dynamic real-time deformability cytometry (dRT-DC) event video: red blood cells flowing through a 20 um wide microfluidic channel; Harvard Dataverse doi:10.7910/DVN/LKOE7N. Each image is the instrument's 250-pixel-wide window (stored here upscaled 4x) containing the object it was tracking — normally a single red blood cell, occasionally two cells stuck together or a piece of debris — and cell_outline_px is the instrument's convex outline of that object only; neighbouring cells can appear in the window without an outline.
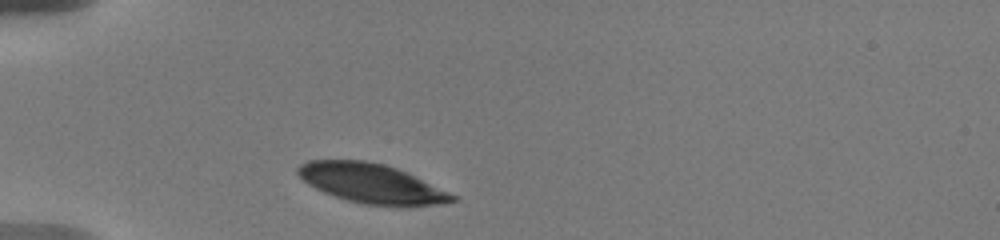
{"species": "human", "species_latin": "Homo sapiens", "temperature_condition": "warm", "stored_images_in_passage": 26, "camera_frame_rate_fps": 3000, "um_per_image_px": 0.085, "donor": {"sex": "male"}, "frame": {"image": 1, "passage_image": 1, "time_ms": 0.0, "image_size_px": [1000, 240], "cell_outline_px": [[460, 200], [440, 204], [404, 208], [364, 204], [348, 200], [324, 192], [308, 184], [296, 172], [296, 168], [300, 164], [308, 160], [364, 160], [384, 164], [396, 168], [460, 196]], "centroid_in_image_um": [31.65, 15.62], "position_along_channel_um": 53.3, "area_um2": 35.95}}
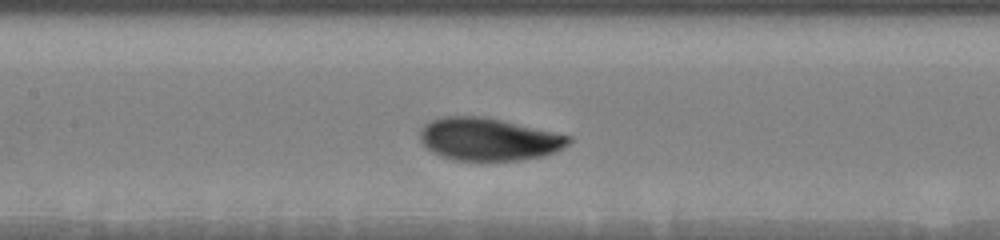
{"frame": {"image": 2, "passage_image": 9, "time_ms": 3.667, "image_size_px": [1000, 240], "cell_outline_px": [[572, 140], [568, 144], [556, 152], [544, 156], [520, 160], [452, 160], [440, 156], [432, 152], [420, 140], [420, 128], [424, 124], [432, 120], [444, 116], [484, 116], [572, 136]], "centroid_in_image_um": [41.53, 11.83], "position_along_channel_um": 165.9, "area_um2": 36.99}}
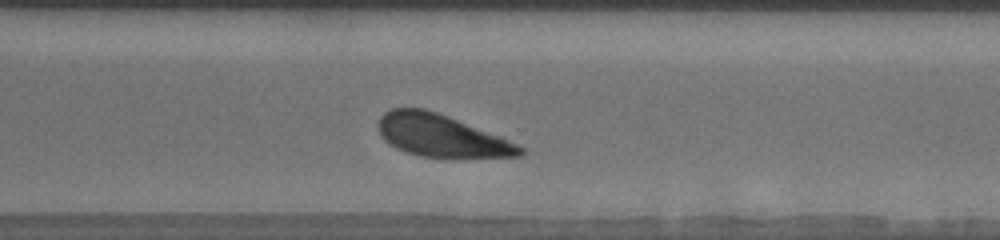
{"frame": {"image": 3, "passage_image": 20, "time_ms": 8.333, "image_size_px": [1000, 240], "cell_outline_px": [[524, 156], [420, 156], [396, 148], [388, 144], [384, 140], [376, 124], [380, 116], [384, 112], [392, 108], [424, 108], [436, 112], [500, 136], [524, 148]], "centroid_in_image_um": [37.44, 11.51], "position_along_channel_um": 333.2, "area_um2": 34.16}, "authors_computed_cell_mechanics": {"area_um2": 37.0498, "velocity_mm_per_s": 3.5905, "shape_relaxation_time_tau1_ms": 2.0262, "shape_relaxation_time_tau2_ms": null, "deformation_change_tau1": 0.1384, "deformation_change_tau2": null}}